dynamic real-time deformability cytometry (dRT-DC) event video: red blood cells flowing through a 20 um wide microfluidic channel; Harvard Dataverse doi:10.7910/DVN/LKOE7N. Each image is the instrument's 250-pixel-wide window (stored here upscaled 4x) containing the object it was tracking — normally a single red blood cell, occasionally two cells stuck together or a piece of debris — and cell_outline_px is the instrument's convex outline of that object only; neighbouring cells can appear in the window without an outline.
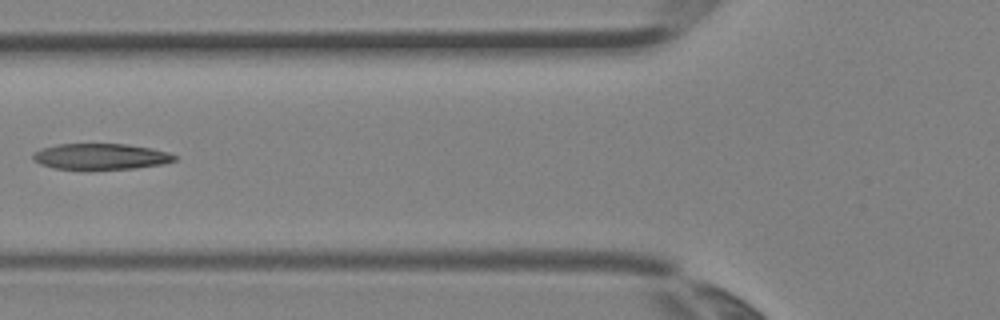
{"species": "Egyptian fruit bat (a non-hibernating species)", "species_latin": "Rousettus aegyptiacus", "temperature_condition": "room temperature", "stored_images_in_passage": 4, "camera_frame_rate_fps": 3000, "um_per_image_px": 0.085, "animal": {"sex": "female"}, "frame": {"image": 1, "passage_image": 4, "time_ms": 1.0, "image_size_px": [1000, 320], "cell_outline_px": [[176, 160], [164, 164], [136, 168], [52, 168], [40, 164], [32, 160], [32, 152], [40, 148], [56, 144], [128, 144], [152, 148], [168, 152], [176, 156]], "centroid_in_image_um": [8.54, 13.28], "position_along_channel_um": 117.3, "area_um2": 21.33}}